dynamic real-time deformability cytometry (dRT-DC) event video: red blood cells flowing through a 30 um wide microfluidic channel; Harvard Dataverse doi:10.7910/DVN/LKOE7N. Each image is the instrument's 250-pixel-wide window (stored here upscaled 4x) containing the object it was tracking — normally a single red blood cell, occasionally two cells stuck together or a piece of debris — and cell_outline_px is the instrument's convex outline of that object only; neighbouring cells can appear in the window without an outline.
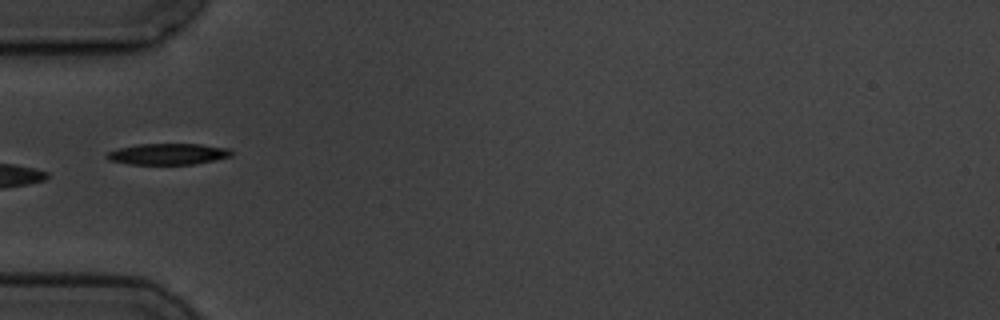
{"species": "common noctule bat (a hibernating species)", "species_latin": "Nyctalus noctula", "temperature_condition": "cold", "stored_images_in_passage": 9, "camera_frame_rate_fps": 3000, "um_per_image_px": 0.085, "animal": {"sex": "male", "body_mass_g": 19.5, "forearm_length_mm": 54.6}, "frame": {"image": 1, "passage_image": 6, "time_ms": 6.0, "image_size_px": [1000, 320], "cell_outline_px": [[232, 156], [192, 164], [128, 164], [108, 160], [104, 156], [108, 152], [120, 148], [136, 144], [200, 144], [228, 148], [232, 152]], "centroid_in_image_um": [14.24, 13.09], "position_along_channel_um": 70.8, "area_um2": 15.26}}
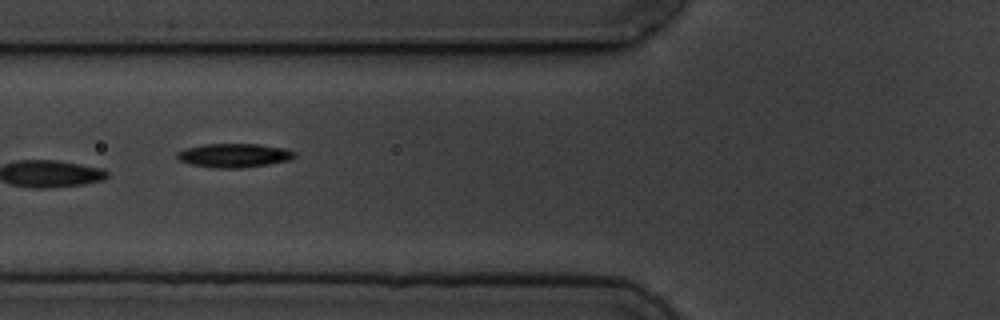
{"frame": {"image": 2, "passage_image": 7, "time_ms": 7.0, "image_size_px": [1000, 320], "cell_outline_px": [[296, 156], [288, 160], [268, 164], [240, 168], [212, 168], [188, 164], [180, 160], [176, 156], [176, 152], [184, 148], [204, 144], [256, 144], [284, 148], [296, 152]], "centroid_in_image_um": [19.84, 13.21], "position_along_channel_um": 106.0, "area_um2": 16.42}}
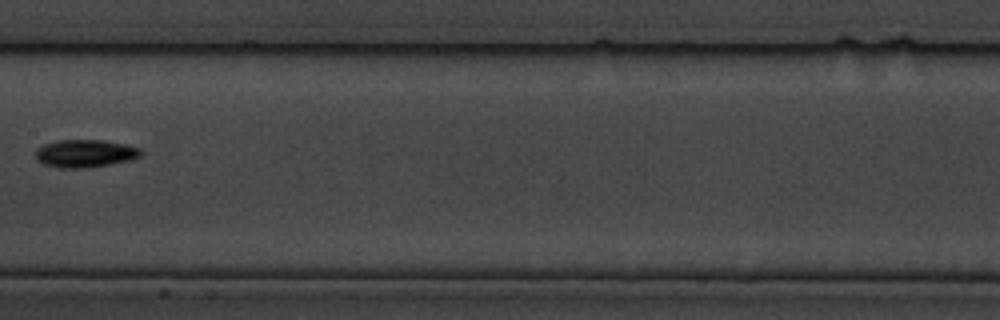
{"frame": {"image": 3, "passage_image": 9, "time_ms": 9.667, "image_size_px": [1000, 320], "cell_outline_px": [[144, 152], [140, 156], [132, 160], [88, 168], [60, 168], [44, 164], [36, 160], [36, 148], [44, 144], [56, 140], [104, 140], [124, 144], [140, 148]], "centroid_in_image_um": [7.24, 13.04], "position_along_channel_um": 200.2, "area_um2": 17.22}}